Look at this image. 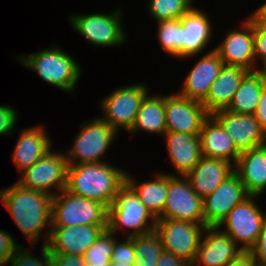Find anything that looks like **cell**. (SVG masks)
Returning a JSON list of instances; mask_svg holds the SVG:
<instances>
[{
    "instance_id": "obj_33",
    "label": "cell",
    "mask_w": 266,
    "mask_h": 266,
    "mask_svg": "<svg viewBox=\"0 0 266 266\" xmlns=\"http://www.w3.org/2000/svg\"><path fill=\"white\" fill-rule=\"evenodd\" d=\"M115 233L104 230L97 240L87 249L83 257L87 266H109L115 240Z\"/></svg>"
},
{
    "instance_id": "obj_27",
    "label": "cell",
    "mask_w": 266,
    "mask_h": 266,
    "mask_svg": "<svg viewBox=\"0 0 266 266\" xmlns=\"http://www.w3.org/2000/svg\"><path fill=\"white\" fill-rule=\"evenodd\" d=\"M148 93L143 99L140 109L136 114L133 127L127 132L133 136L147 132L148 134L164 135L166 130L164 94Z\"/></svg>"
},
{
    "instance_id": "obj_45",
    "label": "cell",
    "mask_w": 266,
    "mask_h": 266,
    "mask_svg": "<svg viewBox=\"0 0 266 266\" xmlns=\"http://www.w3.org/2000/svg\"><path fill=\"white\" fill-rule=\"evenodd\" d=\"M133 264L134 263L118 264V263H115V262L110 261L109 266H134Z\"/></svg>"
},
{
    "instance_id": "obj_39",
    "label": "cell",
    "mask_w": 266,
    "mask_h": 266,
    "mask_svg": "<svg viewBox=\"0 0 266 266\" xmlns=\"http://www.w3.org/2000/svg\"><path fill=\"white\" fill-rule=\"evenodd\" d=\"M249 252L257 260L258 266H266V218L264 219L259 237Z\"/></svg>"
},
{
    "instance_id": "obj_16",
    "label": "cell",
    "mask_w": 266,
    "mask_h": 266,
    "mask_svg": "<svg viewBox=\"0 0 266 266\" xmlns=\"http://www.w3.org/2000/svg\"><path fill=\"white\" fill-rule=\"evenodd\" d=\"M211 116L231 137L240 152L266 144V132L252 114H234L226 109Z\"/></svg>"
},
{
    "instance_id": "obj_10",
    "label": "cell",
    "mask_w": 266,
    "mask_h": 266,
    "mask_svg": "<svg viewBox=\"0 0 266 266\" xmlns=\"http://www.w3.org/2000/svg\"><path fill=\"white\" fill-rule=\"evenodd\" d=\"M68 166L65 152L50 149L32 166L21 172L17 183L25 188L55 196L66 187Z\"/></svg>"
},
{
    "instance_id": "obj_22",
    "label": "cell",
    "mask_w": 266,
    "mask_h": 266,
    "mask_svg": "<svg viewBox=\"0 0 266 266\" xmlns=\"http://www.w3.org/2000/svg\"><path fill=\"white\" fill-rule=\"evenodd\" d=\"M45 126H32L24 128L19 134L11 159L18 168L19 173L32 166L52 148L50 134Z\"/></svg>"
},
{
    "instance_id": "obj_6",
    "label": "cell",
    "mask_w": 266,
    "mask_h": 266,
    "mask_svg": "<svg viewBox=\"0 0 266 266\" xmlns=\"http://www.w3.org/2000/svg\"><path fill=\"white\" fill-rule=\"evenodd\" d=\"M73 140L72 146L65 150L68 165L105 162L106 152L113 146L118 132L100 116L83 122ZM104 160V161H103Z\"/></svg>"
},
{
    "instance_id": "obj_19",
    "label": "cell",
    "mask_w": 266,
    "mask_h": 266,
    "mask_svg": "<svg viewBox=\"0 0 266 266\" xmlns=\"http://www.w3.org/2000/svg\"><path fill=\"white\" fill-rule=\"evenodd\" d=\"M199 57L177 92L190 100L202 103L206 99L213 81L219 75L224 62L214 51V48L202 56L199 55Z\"/></svg>"
},
{
    "instance_id": "obj_21",
    "label": "cell",
    "mask_w": 266,
    "mask_h": 266,
    "mask_svg": "<svg viewBox=\"0 0 266 266\" xmlns=\"http://www.w3.org/2000/svg\"><path fill=\"white\" fill-rule=\"evenodd\" d=\"M166 141V153L175 172H164L169 175L185 176L202 158L199 135L166 131L163 135Z\"/></svg>"
},
{
    "instance_id": "obj_13",
    "label": "cell",
    "mask_w": 266,
    "mask_h": 266,
    "mask_svg": "<svg viewBox=\"0 0 266 266\" xmlns=\"http://www.w3.org/2000/svg\"><path fill=\"white\" fill-rule=\"evenodd\" d=\"M240 28H230L222 42L214 47L225 65L241 66L248 71L260 69L255 59L254 18L250 15L241 20Z\"/></svg>"
},
{
    "instance_id": "obj_18",
    "label": "cell",
    "mask_w": 266,
    "mask_h": 266,
    "mask_svg": "<svg viewBox=\"0 0 266 266\" xmlns=\"http://www.w3.org/2000/svg\"><path fill=\"white\" fill-rule=\"evenodd\" d=\"M243 251L219 227H206L193 266H227Z\"/></svg>"
},
{
    "instance_id": "obj_42",
    "label": "cell",
    "mask_w": 266,
    "mask_h": 266,
    "mask_svg": "<svg viewBox=\"0 0 266 266\" xmlns=\"http://www.w3.org/2000/svg\"><path fill=\"white\" fill-rule=\"evenodd\" d=\"M253 115L266 132V85L262 88L258 106Z\"/></svg>"
},
{
    "instance_id": "obj_30",
    "label": "cell",
    "mask_w": 266,
    "mask_h": 266,
    "mask_svg": "<svg viewBox=\"0 0 266 266\" xmlns=\"http://www.w3.org/2000/svg\"><path fill=\"white\" fill-rule=\"evenodd\" d=\"M162 252L161 238L155 230L134 236V266H156Z\"/></svg>"
},
{
    "instance_id": "obj_15",
    "label": "cell",
    "mask_w": 266,
    "mask_h": 266,
    "mask_svg": "<svg viewBox=\"0 0 266 266\" xmlns=\"http://www.w3.org/2000/svg\"><path fill=\"white\" fill-rule=\"evenodd\" d=\"M248 196L243 183L233 172L211 194L203 198L205 225L218 227L228 213Z\"/></svg>"
},
{
    "instance_id": "obj_20",
    "label": "cell",
    "mask_w": 266,
    "mask_h": 266,
    "mask_svg": "<svg viewBox=\"0 0 266 266\" xmlns=\"http://www.w3.org/2000/svg\"><path fill=\"white\" fill-rule=\"evenodd\" d=\"M195 5L181 19L182 60L197 57L206 50L212 40L213 29L209 13Z\"/></svg>"
},
{
    "instance_id": "obj_12",
    "label": "cell",
    "mask_w": 266,
    "mask_h": 266,
    "mask_svg": "<svg viewBox=\"0 0 266 266\" xmlns=\"http://www.w3.org/2000/svg\"><path fill=\"white\" fill-rule=\"evenodd\" d=\"M160 218L205 225L203 198L192 189L185 176L168 174L167 197Z\"/></svg>"
},
{
    "instance_id": "obj_5",
    "label": "cell",
    "mask_w": 266,
    "mask_h": 266,
    "mask_svg": "<svg viewBox=\"0 0 266 266\" xmlns=\"http://www.w3.org/2000/svg\"><path fill=\"white\" fill-rule=\"evenodd\" d=\"M123 11L117 9L111 13L71 14L69 25L93 46L115 47L127 43L128 35L123 28Z\"/></svg>"
},
{
    "instance_id": "obj_34",
    "label": "cell",
    "mask_w": 266,
    "mask_h": 266,
    "mask_svg": "<svg viewBox=\"0 0 266 266\" xmlns=\"http://www.w3.org/2000/svg\"><path fill=\"white\" fill-rule=\"evenodd\" d=\"M29 250V251H28ZM23 247L21 244L15 249L8 261V266H52V260L48 246H41V257L30 252V249Z\"/></svg>"
},
{
    "instance_id": "obj_3",
    "label": "cell",
    "mask_w": 266,
    "mask_h": 266,
    "mask_svg": "<svg viewBox=\"0 0 266 266\" xmlns=\"http://www.w3.org/2000/svg\"><path fill=\"white\" fill-rule=\"evenodd\" d=\"M51 46L39 52L17 56L18 61L49 85L73 94L82 74L80 63L57 44Z\"/></svg>"
},
{
    "instance_id": "obj_35",
    "label": "cell",
    "mask_w": 266,
    "mask_h": 266,
    "mask_svg": "<svg viewBox=\"0 0 266 266\" xmlns=\"http://www.w3.org/2000/svg\"><path fill=\"white\" fill-rule=\"evenodd\" d=\"M125 239L123 241L118 238L115 240L111 254L112 262L118 264L134 263L136 259L134 253V237H125Z\"/></svg>"
},
{
    "instance_id": "obj_46",
    "label": "cell",
    "mask_w": 266,
    "mask_h": 266,
    "mask_svg": "<svg viewBox=\"0 0 266 266\" xmlns=\"http://www.w3.org/2000/svg\"><path fill=\"white\" fill-rule=\"evenodd\" d=\"M265 75V80H266V66L264 68L261 69Z\"/></svg>"
},
{
    "instance_id": "obj_7",
    "label": "cell",
    "mask_w": 266,
    "mask_h": 266,
    "mask_svg": "<svg viewBox=\"0 0 266 266\" xmlns=\"http://www.w3.org/2000/svg\"><path fill=\"white\" fill-rule=\"evenodd\" d=\"M108 208L67 190L53 196L51 227L76 225H107Z\"/></svg>"
},
{
    "instance_id": "obj_44",
    "label": "cell",
    "mask_w": 266,
    "mask_h": 266,
    "mask_svg": "<svg viewBox=\"0 0 266 266\" xmlns=\"http://www.w3.org/2000/svg\"><path fill=\"white\" fill-rule=\"evenodd\" d=\"M258 23L266 26V0L250 14Z\"/></svg>"
},
{
    "instance_id": "obj_17",
    "label": "cell",
    "mask_w": 266,
    "mask_h": 266,
    "mask_svg": "<svg viewBox=\"0 0 266 266\" xmlns=\"http://www.w3.org/2000/svg\"><path fill=\"white\" fill-rule=\"evenodd\" d=\"M107 225L51 227L47 246L50 253L83 256Z\"/></svg>"
},
{
    "instance_id": "obj_23",
    "label": "cell",
    "mask_w": 266,
    "mask_h": 266,
    "mask_svg": "<svg viewBox=\"0 0 266 266\" xmlns=\"http://www.w3.org/2000/svg\"><path fill=\"white\" fill-rule=\"evenodd\" d=\"M234 172L248 195L262 196L266 192V144L241 152Z\"/></svg>"
},
{
    "instance_id": "obj_28",
    "label": "cell",
    "mask_w": 266,
    "mask_h": 266,
    "mask_svg": "<svg viewBox=\"0 0 266 266\" xmlns=\"http://www.w3.org/2000/svg\"><path fill=\"white\" fill-rule=\"evenodd\" d=\"M153 177V180L138 183L134 175L127 172L126 182L135 190L153 217L159 219L163 214L167 197L168 174L158 171Z\"/></svg>"
},
{
    "instance_id": "obj_24",
    "label": "cell",
    "mask_w": 266,
    "mask_h": 266,
    "mask_svg": "<svg viewBox=\"0 0 266 266\" xmlns=\"http://www.w3.org/2000/svg\"><path fill=\"white\" fill-rule=\"evenodd\" d=\"M233 172L234 165L231 162L220 158L202 156L198 164L185 177L192 189L201 198H205Z\"/></svg>"
},
{
    "instance_id": "obj_25",
    "label": "cell",
    "mask_w": 266,
    "mask_h": 266,
    "mask_svg": "<svg viewBox=\"0 0 266 266\" xmlns=\"http://www.w3.org/2000/svg\"><path fill=\"white\" fill-rule=\"evenodd\" d=\"M247 72L248 70L241 66L223 65L219 75L210 86L206 99L202 102L210 115L218 110L226 109L230 105Z\"/></svg>"
},
{
    "instance_id": "obj_31",
    "label": "cell",
    "mask_w": 266,
    "mask_h": 266,
    "mask_svg": "<svg viewBox=\"0 0 266 266\" xmlns=\"http://www.w3.org/2000/svg\"><path fill=\"white\" fill-rule=\"evenodd\" d=\"M157 24V39L166 54L182 59L181 19L162 20Z\"/></svg>"
},
{
    "instance_id": "obj_32",
    "label": "cell",
    "mask_w": 266,
    "mask_h": 266,
    "mask_svg": "<svg viewBox=\"0 0 266 266\" xmlns=\"http://www.w3.org/2000/svg\"><path fill=\"white\" fill-rule=\"evenodd\" d=\"M195 0H148V8L152 21L180 19L194 5Z\"/></svg>"
},
{
    "instance_id": "obj_36",
    "label": "cell",
    "mask_w": 266,
    "mask_h": 266,
    "mask_svg": "<svg viewBox=\"0 0 266 266\" xmlns=\"http://www.w3.org/2000/svg\"><path fill=\"white\" fill-rule=\"evenodd\" d=\"M18 111L10 105H0V136H14L15 126L18 122Z\"/></svg>"
},
{
    "instance_id": "obj_29",
    "label": "cell",
    "mask_w": 266,
    "mask_h": 266,
    "mask_svg": "<svg viewBox=\"0 0 266 266\" xmlns=\"http://www.w3.org/2000/svg\"><path fill=\"white\" fill-rule=\"evenodd\" d=\"M266 85L261 69L248 71L241 80L230 105L226 110L234 114H254L258 106L262 88Z\"/></svg>"
},
{
    "instance_id": "obj_41",
    "label": "cell",
    "mask_w": 266,
    "mask_h": 266,
    "mask_svg": "<svg viewBox=\"0 0 266 266\" xmlns=\"http://www.w3.org/2000/svg\"><path fill=\"white\" fill-rule=\"evenodd\" d=\"M156 266H193L192 262L174 256L172 253L163 250Z\"/></svg>"
},
{
    "instance_id": "obj_11",
    "label": "cell",
    "mask_w": 266,
    "mask_h": 266,
    "mask_svg": "<svg viewBox=\"0 0 266 266\" xmlns=\"http://www.w3.org/2000/svg\"><path fill=\"white\" fill-rule=\"evenodd\" d=\"M206 227L191 221L159 218L155 231L161 238L164 251L193 263Z\"/></svg>"
},
{
    "instance_id": "obj_40",
    "label": "cell",
    "mask_w": 266,
    "mask_h": 266,
    "mask_svg": "<svg viewBox=\"0 0 266 266\" xmlns=\"http://www.w3.org/2000/svg\"><path fill=\"white\" fill-rule=\"evenodd\" d=\"M52 266H87L83 256L50 253Z\"/></svg>"
},
{
    "instance_id": "obj_14",
    "label": "cell",
    "mask_w": 266,
    "mask_h": 266,
    "mask_svg": "<svg viewBox=\"0 0 266 266\" xmlns=\"http://www.w3.org/2000/svg\"><path fill=\"white\" fill-rule=\"evenodd\" d=\"M166 130L199 135L210 116L201 102L190 100L178 92L164 95Z\"/></svg>"
},
{
    "instance_id": "obj_26",
    "label": "cell",
    "mask_w": 266,
    "mask_h": 266,
    "mask_svg": "<svg viewBox=\"0 0 266 266\" xmlns=\"http://www.w3.org/2000/svg\"><path fill=\"white\" fill-rule=\"evenodd\" d=\"M199 136L202 156L224 159L235 165L241 152L211 115L204 121Z\"/></svg>"
},
{
    "instance_id": "obj_38",
    "label": "cell",
    "mask_w": 266,
    "mask_h": 266,
    "mask_svg": "<svg viewBox=\"0 0 266 266\" xmlns=\"http://www.w3.org/2000/svg\"><path fill=\"white\" fill-rule=\"evenodd\" d=\"M20 244L14 240L12 234L0 230V266H8V261Z\"/></svg>"
},
{
    "instance_id": "obj_1",
    "label": "cell",
    "mask_w": 266,
    "mask_h": 266,
    "mask_svg": "<svg viewBox=\"0 0 266 266\" xmlns=\"http://www.w3.org/2000/svg\"><path fill=\"white\" fill-rule=\"evenodd\" d=\"M0 201L33 249L41 237L43 245L47 244L51 231L53 196L25 188L16 182L0 189Z\"/></svg>"
},
{
    "instance_id": "obj_2",
    "label": "cell",
    "mask_w": 266,
    "mask_h": 266,
    "mask_svg": "<svg viewBox=\"0 0 266 266\" xmlns=\"http://www.w3.org/2000/svg\"><path fill=\"white\" fill-rule=\"evenodd\" d=\"M108 163L69 165L65 190L101 202L108 208L126 183L127 174L126 170Z\"/></svg>"
},
{
    "instance_id": "obj_8",
    "label": "cell",
    "mask_w": 266,
    "mask_h": 266,
    "mask_svg": "<svg viewBox=\"0 0 266 266\" xmlns=\"http://www.w3.org/2000/svg\"><path fill=\"white\" fill-rule=\"evenodd\" d=\"M147 85L146 82H137L118 87L111 94L100 99L99 106L103 111L100 118L118 133L121 129L128 132L133 127L143 99L150 93V87Z\"/></svg>"
},
{
    "instance_id": "obj_37",
    "label": "cell",
    "mask_w": 266,
    "mask_h": 266,
    "mask_svg": "<svg viewBox=\"0 0 266 266\" xmlns=\"http://www.w3.org/2000/svg\"><path fill=\"white\" fill-rule=\"evenodd\" d=\"M254 47L255 59L260 61V69L266 66V26L254 19Z\"/></svg>"
},
{
    "instance_id": "obj_43",
    "label": "cell",
    "mask_w": 266,
    "mask_h": 266,
    "mask_svg": "<svg viewBox=\"0 0 266 266\" xmlns=\"http://www.w3.org/2000/svg\"><path fill=\"white\" fill-rule=\"evenodd\" d=\"M227 266H258L257 260L249 251H243L237 258L233 259Z\"/></svg>"
},
{
    "instance_id": "obj_9",
    "label": "cell",
    "mask_w": 266,
    "mask_h": 266,
    "mask_svg": "<svg viewBox=\"0 0 266 266\" xmlns=\"http://www.w3.org/2000/svg\"><path fill=\"white\" fill-rule=\"evenodd\" d=\"M258 198L260 196L249 195L218 226L220 229L224 228L222 231L244 251H249L255 245L266 218V212L257 202Z\"/></svg>"
},
{
    "instance_id": "obj_4",
    "label": "cell",
    "mask_w": 266,
    "mask_h": 266,
    "mask_svg": "<svg viewBox=\"0 0 266 266\" xmlns=\"http://www.w3.org/2000/svg\"><path fill=\"white\" fill-rule=\"evenodd\" d=\"M155 225L156 219L126 182L108 207L107 229L117 236L125 231L126 237H134L155 230Z\"/></svg>"
}]
</instances>
